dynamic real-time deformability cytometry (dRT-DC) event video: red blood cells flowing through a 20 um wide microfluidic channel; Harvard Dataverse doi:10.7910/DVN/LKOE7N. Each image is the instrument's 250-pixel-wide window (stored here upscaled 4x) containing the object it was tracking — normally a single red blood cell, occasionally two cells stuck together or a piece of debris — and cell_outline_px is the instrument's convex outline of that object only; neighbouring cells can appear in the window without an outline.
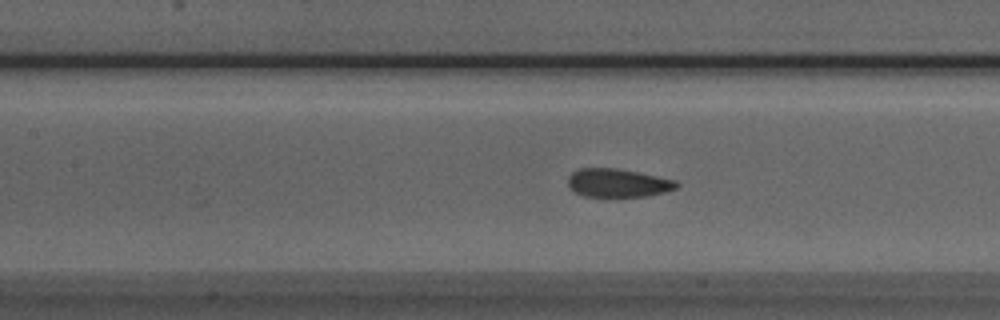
{"species": "Egyptian fruit bat (a non-hibernating species)", "species_latin": "Rousettus aegyptiacus", "temperature_condition": "room temperature", "stored_images_in_passage": 39, "camera_frame_rate_fps": 3000, "um_per_image_px": 0.085, "animal": {"sex": "male"}, "frame": {"image": 1, "passage_image": 12, "time_ms": 3.667, "image_size_px": [1000, 320], "cell_outline_px": [[680, 184], [676, 188], [664, 192], [648, 196], [584, 196], [576, 192], [568, 184], [568, 176], [572, 172], [580, 168], [616, 168], [676, 180]], "centroid_in_image_um": [52.52, 15.54], "position_along_channel_um": 154.9, "area_um2": 17.74}}
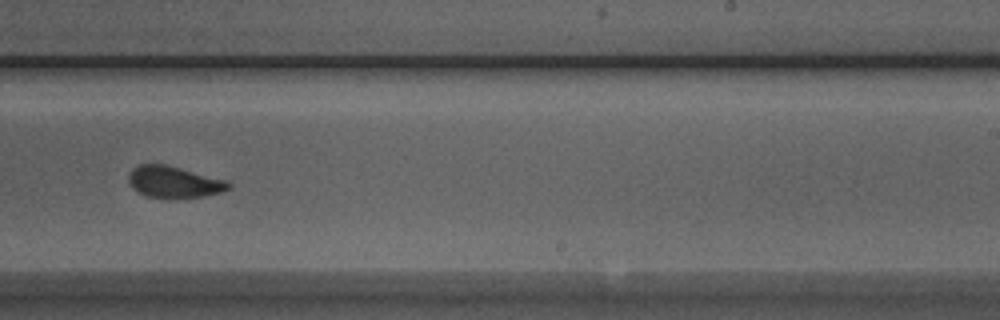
{"frame": {"image": 2, "passage_image": 21, "time_ms": 6.667, "image_size_px": [1000, 320], "cell_outline_px": [[232, 188], [220, 192], [204, 196], [144, 196], [136, 192], [132, 188], [128, 180], [128, 172], [132, 168], [140, 164], [164, 164], [228, 180], [232, 184]], "centroid_in_image_um": [14.77, 15.44], "position_along_channel_um": 274.2, "area_um2": 18.15}}
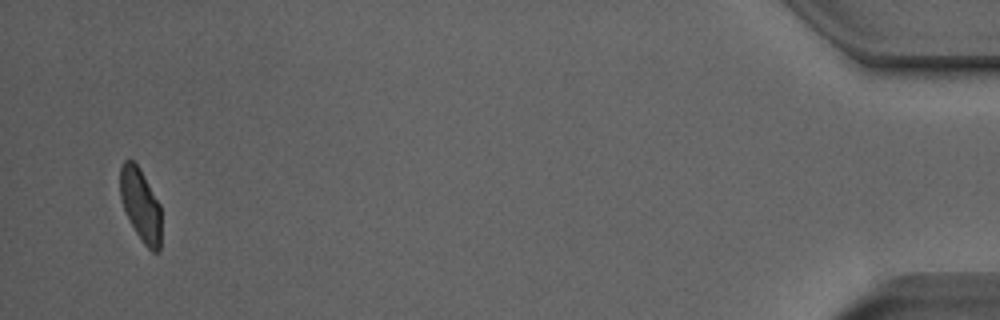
{"frame": {"image": 3, "passage_image": 39, "time_ms": 12.667, "image_size_px": [1000, 320], "cell_outline_px": [[160, 252], [152, 252], [144, 244], [136, 232], [124, 212], [120, 196], [120, 168], [124, 160], [132, 160], [140, 168], [160, 204]], "centroid_in_image_um": [11.94, 17.42], "position_along_channel_um": 423.3, "area_um2": 17.46}, "authors_computed_cell_mechanics": {"area_um2": 19.074, "velocity_mm_per_s": 3.9945, "shape_relaxation_time_tau1_ms": 3.7216, "shape_relaxation_time_tau2_ms": 1.1242, "deformation_change_tau1": 0.1109, "deformation_change_tau2": 0.0549}}